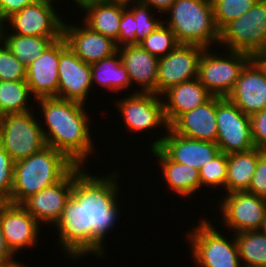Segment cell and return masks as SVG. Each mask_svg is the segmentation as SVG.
I'll use <instances>...</instances> for the list:
<instances>
[{
    "instance_id": "cell-1",
    "label": "cell",
    "mask_w": 266,
    "mask_h": 267,
    "mask_svg": "<svg viewBox=\"0 0 266 267\" xmlns=\"http://www.w3.org/2000/svg\"><path fill=\"white\" fill-rule=\"evenodd\" d=\"M116 171L113 170V173L109 172L101 177L88 173L85 166L76 165L73 168L71 196L85 207L86 256L94 254L96 258H104L107 255L104 244L107 234L114 230L116 223H120L118 219L121 218V187L118 186V179L121 175L118 170Z\"/></svg>"
},
{
    "instance_id": "cell-2",
    "label": "cell",
    "mask_w": 266,
    "mask_h": 267,
    "mask_svg": "<svg viewBox=\"0 0 266 267\" xmlns=\"http://www.w3.org/2000/svg\"><path fill=\"white\" fill-rule=\"evenodd\" d=\"M35 101L39 104L42 116L39 119L43 120L39 123L44 127L46 145L64 153L74 164L86 167L89 157L96 152L86 104L57 97Z\"/></svg>"
},
{
    "instance_id": "cell-3",
    "label": "cell",
    "mask_w": 266,
    "mask_h": 267,
    "mask_svg": "<svg viewBox=\"0 0 266 267\" xmlns=\"http://www.w3.org/2000/svg\"><path fill=\"white\" fill-rule=\"evenodd\" d=\"M64 153L46 146L14 163L9 203L21 205L27 198L63 179L74 167Z\"/></svg>"
},
{
    "instance_id": "cell-4",
    "label": "cell",
    "mask_w": 266,
    "mask_h": 267,
    "mask_svg": "<svg viewBox=\"0 0 266 267\" xmlns=\"http://www.w3.org/2000/svg\"><path fill=\"white\" fill-rule=\"evenodd\" d=\"M165 15L166 20H162L179 44L218 46L220 31L215 24L212 0H175Z\"/></svg>"
},
{
    "instance_id": "cell-5",
    "label": "cell",
    "mask_w": 266,
    "mask_h": 267,
    "mask_svg": "<svg viewBox=\"0 0 266 267\" xmlns=\"http://www.w3.org/2000/svg\"><path fill=\"white\" fill-rule=\"evenodd\" d=\"M230 236H234L232 240L215 228L211 219L202 217L198 224H193L191 231L186 233L185 241H189L191 258L196 267H243L235 234Z\"/></svg>"
},
{
    "instance_id": "cell-6",
    "label": "cell",
    "mask_w": 266,
    "mask_h": 267,
    "mask_svg": "<svg viewBox=\"0 0 266 267\" xmlns=\"http://www.w3.org/2000/svg\"><path fill=\"white\" fill-rule=\"evenodd\" d=\"M219 46L266 57V0H258L249 11L229 22L220 31Z\"/></svg>"
},
{
    "instance_id": "cell-7",
    "label": "cell",
    "mask_w": 266,
    "mask_h": 267,
    "mask_svg": "<svg viewBox=\"0 0 266 267\" xmlns=\"http://www.w3.org/2000/svg\"><path fill=\"white\" fill-rule=\"evenodd\" d=\"M212 49L204 48L199 60L197 79L212 96L227 97L243 68L253 57L244 52H226V49L225 52L219 51L222 53L219 54L218 49Z\"/></svg>"
},
{
    "instance_id": "cell-8",
    "label": "cell",
    "mask_w": 266,
    "mask_h": 267,
    "mask_svg": "<svg viewBox=\"0 0 266 267\" xmlns=\"http://www.w3.org/2000/svg\"><path fill=\"white\" fill-rule=\"evenodd\" d=\"M35 115L31 110L5 114L0 120V146L15 162L47 146L39 118Z\"/></svg>"
},
{
    "instance_id": "cell-9",
    "label": "cell",
    "mask_w": 266,
    "mask_h": 267,
    "mask_svg": "<svg viewBox=\"0 0 266 267\" xmlns=\"http://www.w3.org/2000/svg\"><path fill=\"white\" fill-rule=\"evenodd\" d=\"M127 96V97H126ZM125 97L114 100L120 112L126 131L136 134L155 131L160 128L168 131L169 125L164 114V103L160 95L155 93L130 92ZM163 126V127H162ZM163 128V129H162Z\"/></svg>"
},
{
    "instance_id": "cell-10",
    "label": "cell",
    "mask_w": 266,
    "mask_h": 267,
    "mask_svg": "<svg viewBox=\"0 0 266 267\" xmlns=\"http://www.w3.org/2000/svg\"><path fill=\"white\" fill-rule=\"evenodd\" d=\"M216 144L220 152H245L255 147L251 119L227 97L216 96Z\"/></svg>"
},
{
    "instance_id": "cell-11",
    "label": "cell",
    "mask_w": 266,
    "mask_h": 267,
    "mask_svg": "<svg viewBox=\"0 0 266 267\" xmlns=\"http://www.w3.org/2000/svg\"><path fill=\"white\" fill-rule=\"evenodd\" d=\"M218 210L225 228L236 234L241 231L261 230L266 220V198L247 191L221 195Z\"/></svg>"
},
{
    "instance_id": "cell-12",
    "label": "cell",
    "mask_w": 266,
    "mask_h": 267,
    "mask_svg": "<svg viewBox=\"0 0 266 267\" xmlns=\"http://www.w3.org/2000/svg\"><path fill=\"white\" fill-rule=\"evenodd\" d=\"M54 3L57 2L37 0L26 5L5 21L7 32L37 37H62L64 19L58 14L60 11L57 12Z\"/></svg>"
},
{
    "instance_id": "cell-13",
    "label": "cell",
    "mask_w": 266,
    "mask_h": 267,
    "mask_svg": "<svg viewBox=\"0 0 266 267\" xmlns=\"http://www.w3.org/2000/svg\"><path fill=\"white\" fill-rule=\"evenodd\" d=\"M58 74L57 98L89 104L86 101L92 92L91 66L67 46L63 37L59 39Z\"/></svg>"
},
{
    "instance_id": "cell-14",
    "label": "cell",
    "mask_w": 266,
    "mask_h": 267,
    "mask_svg": "<svg viewBox=\"0 0 266 267\" xmlns=\"http://www.w3.org/2000/svg\"><path fill=\"white\" fill-rule=\"evenodd\" d=\"M244 114L266 109V57H253L227 96Z\"/></svg>"
},
{
    "instance_id": "cell-15",
    "label": "cell",
    "mask_w": 266,
    "mask_h": 267,
    "mask_svg": "<svg viewBox=\"0 0 266 267\" xmlns=\"http://www.w3.org/2000/svg\"><path fill=\"white\" fill-rule=\"evenodd\" d=\"M204 47L194 44H178L169 54L159 58L157 71V95L170 87L196 79L199 60Z\"/></svg>"
},
{
    "instance_id": "cell-16",
    "label": "cell",
    "mask_w": 266,
    "mask_h": 267,
    "mask_svg": "<svg viewBox=\"0 0 266 267\" xmlns=\"http://www.w3.org/2000/svg\"><path fill=\"white\" fill-rule=\"evenodd\" d=\"M159 137L157 135L158 139L150 142V149L159 147L172 161L189 165L198 171L220 153L216 143L179 135L170 127Z\"/></svg>"
},
{
    "instance_id": "cell-17",
    "label": "cell",
    "mask_w": 266,
    "mask_h": 267,
    "mask_svg": "<svg viewBox=\"0 0 266 267\" xmlns=\"http://www.w3.org/2000/svg\"><path fill=\"white\" fill-rule=\"evenodd\" d=\"M0 226L6 244L15 256L24 249L35 247L42 236L41 224L22 205L7 201L0 202Z\"/></svg>"
},
{
    "instance_id": "cell-18",
    "label": "cell",
    "mask_w": 266,
    "mask_h": 267,
    "mask_svg": "<svg viewBox=\"0 0 266 267\" xmlns=\"http://www.w3.org/2000/svg\"><path fill=\"white\" fill-rule=\"evenodd\" d=\"M57 228L63 254L77 261L86 255V215L85 207L79 204L72 196L66 202L61 217L53 228Z\"/></svg>"
},
{
    "instance_id": "cell-19",
    "label": "cell",
    "mask_w": 266,
    "mask_h": 267,
    "mask_svg": "<svg viewBox=\"0 0 266 267\" xmlns=\"http://www.w3.org/2000/svg\"><path fill=\"white\" fill-rule=\"evenodd\" d=\"M73 169L59 182L27 198L21 205L44 226L53 227L72 195Z\"/></svg>"
},
{
    "instance_id": "cell-20",
    "label": "cell",
    "mask_w": 266,
    "mask_h": 267,
    "mask_svg": "<svg viewBox=\"0 0 266 267\" xmlns=\"http://www.w3.org/2000/svg\"><path fill=\"white\" fill-rule=\"evenodd\" d=\"M80 24H68L64 21L62 37L67 46L83 62L93 64L118 51V46L113 39L92 31L81 21Z\"/></svg>"
},
{
    "instance_id": "cell-21",
    "label": "cell",
    "mask_w": 266,
    "mask_h": 267,
    "mask_svg": "<svg viewBox=\"0 0 266 267\" xmlns=\"http://www.w3.org/2000/svg\"><path fill=\"white\" fill-rule=\"evenodd\" d=\"M58 65L59 40H56L26 67V83L34 101L41 98L57 97Z\"/></svg>"
},
{
    "instance_id": "cell-22",
    "label": "cell",
    "mask_w": 266,
    "mask_h": 267,
    "mask_svg": "<svg viewBox=\"0 0 266 267\" xmlns=\"http://www.w3.org/2000/svg\"><path fill=\"white\" fill-rule=\"evenodd\" d=\"M118 51L128 72L131 87L136 85L139 88H135L134 92L157 94L159 58L151 55L140 45L124 46L118 48Z\"/></svg>"
},
{
    "instance_id": "cell-23",
    "label": "cell",
    "mask_w": 266,
    "mask_h": 267,
    "mask_svg": "<svg viewBox=\"0 0 266 267\" xmlns=\"http://www.w3.org/2000/svg\"><path fill=\"white\" fill-rule=\"evenodd\" d=\"M169 127L179 135L216 143V96L183 113Z\"/></svg>"
},
{
    "instance_id": "cell-24",
    "label": "cell",
    "mask_w": 266,
    "mask_h": 267,
    "mask_svg": "<svg viewBox=\"0 0 266 267\" xmlns=\"http://www.w3.org/2000/svg\"><path fill=\"white\" fill-rule=\"evenodd\" d=\"M151 154L157 159V166L161 167V180L168 186V190L177 196L193 198L201 189L199 171L189 165L172 161L159 147L152 148Z\"/></svg>"
},
{
    "instance_id": "cell-25",
    "label": "cell",
    "mask_w": 266,
    "mask_h": 267,
    "mask_svg": "<svg viewBox=\"0 0 266 267\" xmlns=\"http://www.w3.org/2000/svg\"><path fill=\"white\" fill-rule=\"evenodd\" d=\"M161 97L165 118L170 126L180 115L207 102L212 95L196 78L170 87Z\"/></svg>"
},
{
    "instance_id": "cell-26",
    "label": "cell",
    "mask_w": 266,
    "mask_h": 267,
    "mask_svg": "<svg viewBox=\"0 0 266 267\" xmlns=\"http://www.w3.org/2000/svg\"><path fill=\"white\" fill-rule=\"evenodd\" d=\"M127 4L122 2L92 1L85 3L80 9L85 13L82 22L92 31L113 39L115 42L119 36V25L123 11Z\"/></svg>"
},
{
    "instance_id": "cell-27",
    "label": "cell",
    "mask_w": 266,
    "mask_h": 267,
    "mask_svg": "<svg viewBox=\"0 0 266 267\" xmlns=\"http://www.w3.org/2000/svg\"><path fill=\"white\" fill-rule=\"evenodd\" d=\"M90 66L92 87L99 85L102 89L106 88L107 91L115 92L116 95L126 90L129 93V89L132 90V88H129L131 87V81L126 67L122 63L119 51L98 62L90 64Z\"/></svg>"
},
{
    "instance_id": "cell-28",
    "label": "cell",
    "mask_w": 266,
    "mask_h": 267,
    "mask_svg": "<svg viewBox=\"0 0 266 267\" xmlns=\"http://www.w3.org/2000/svg\"><path fill=\"white\" fill-rule=\"evenodd\" d=\"M263 150L254 147L245 152L228 154L225 194L247 191L254 175L258 156Z\"/></svg>"
},
{
    "instance_id": "cell-29",
    "label": "cell",
    "mask_w": 266,
    "mask_h": 267,
    "mask_svg": "<svg viewBox=\"0 0 266 267\" xmlns=\"http://www.w3.org/2000/svg\"><path fill=\"white\" fill-rule=\"evenodd\" d=\"M60 38L12 34L7 33L6 28L3 33V43L25 67L35 61L53 41Z\"/></svg>"
},
{
    "instance_id": "cell-30",
    "label": "cell",
    "mask_w": 266,
    "mask_h": 267,
    "mask_svg": "<svg viewBox=\"0 0 266 267\" xmlns=\"http://www.w3.org/2000/svg\"><path fill=\"white\" fill-rule=\"evenodd\" d=\"M30 88L26 80L0 81V111L2 115L25 113L33 108ZM29 101V102H28ZM31 101V102H30ZM31 103V105H29Z\"/></svg>"
},
{
    "instance_id": "cell-31",
    "label": "cell",
    "mask_w": 266,
    "mask_h": 267,
    "mask_svg": "<svg viewBox=\"0 0 266 267\" xmlns=\"http://www.w3.org/2000/svg\"><path fill=\"white\" fill-rule=\"evenodd\" d=\"M243 267H266V235L262 230L235 234Z\"/></svg>"
},
{
    "instance_id": "cell-32",
    "label": "cell",
    "mask_w": 266,
    "mask_h": 267,
    "mask_svg": "<svg viewBox=\"0 0 266 267\" xmlns=\"http://www.w3.org/2000/svg\"><path fill=\"white\" fill-rule=\"evenodd\" d=\"M178 44L173 31L164 22L139 43L144 50L158 58L169 54Z\"/></svg>"
},
{
    "instance_id": "cell-33",
    "label": "cell",
    "mask_w": 266,
    "mask_h": 267,
    "mask_svg": "<svg viewBox=\"0 0 266 267\" xmlns=\"http://www.w3.org/2000/svg\"><path fill=\"white\" fill-rule=\"evenodd\" d=\"M257 1L258 0H212L214 20L219 31L229 22L249 11Z\"/></svg>"
},
{
    "instance_id": "cell-34",
    "label": "cell",
    "mask_w": 266,
    "mask_h": 267,
    "mask_svg": "<svg viewBox=\"0 0 266 267\" xmlns=\"http://www.w3.org/2000/svg\"><path fill=\"white\" fill-rule=\"evenodd\" d=\"M228 164V154L220 152L210 162L199 170L201 189L205 187L220 190L224 189L226 183V172ZM204 187V188H203Z\"/></svg>"
},
{
    "instance_id": "cell-35",
    "label": "cell",
    "mask_w": 266,
    "mask_h": 267,
    "mask_svg": "<svg viewBox=\"0 0 266 267\" xmlns=\"http://www.w3.org/2000/svg\"><path fill=\"white\" fill-rule=\"evenodd\" d=\"M127 7L134 13L136 25L137 45L150 33L156 30L163 21L161 16L156 15L151 7L143 4L140 0L128 3Z\"/></svg>"
},
{
    "instance_id": "cell-36",
    "label": "cell",
    "mask_w": 266,
    "mask_h": 267,
    "mask_svg": "<svg viewBox=\"0 0 266 267\" xmlns=\"http://www.w3.org/2000/svg\"><path fill=\"white\" fill-rule=\"evenodd\" d=\"M26 80V67L4 43L0 44V81Z\"/></svg>"
},
{
    "instance_id": "cell-37",
    "label": "cell",
    "mask_w": 266,
    "mask_h": 267,
    "mask_svg": "<svg viewBox=\"0 0 266 267\" xmlns=\"http://www.w3.org/2000/svg\"><path fill=\"white\" fill-rule=\"evenodd\" d=\"M15 161L0 146V202L10 200Z\"/></svg>"
},
{
    "instance_id": "cell-38",
    "label": "cell",
    "mask_w": 266,
    "mask_h": 267,
    "mask_svg": "<svg viewBox=\"0 0 266 267\" xmlns=\"http://www.w3.org/2000/svg\"><path fill=\"white\" fill-rule=\"evenodd\" d=\"M136 29L134 13L127 7L123 11L119 25V36L116 41L118 48L137 45Z\"/></svg>"
},
{
    "instance_id": "cell-39",
    "label": "cell",
    "mask_w": 266,
    "mask_h": 267,
    "mask_svg": "<svg viewBox=\"0 0 266 267\" xmlns=\"http://www.w3.org/2000/svg\"><path fill=\"white\" fill-rule=\"evenodd\" d=\"M247 192L266 198V151L258 156V162Z\"/></svg>"
},
{
    "instance_id": "cell-40",
    "label": "cell",
    "mask_w": 266,
    "mask_h": 267,
    "mask_svg": "<svg viewBox=\"0 0 266 267\" xmlns=\"http://www.w3.org/2000/svg\"><path fill=\"white\" fill-rule=\"evenodd\" d=\"M250 119L254 145L266 151V109L254 113Z\"/></svg>"
},
{
    "instance_id": "cell-41",
    "label": "cell",
    "mask_w": 266,
    "mask_h": 267,
    "mask_svg": "<svg viewBox=\"0 0 266 267\" xmlns=\"http://www.w3.org/2000/svg\"><path fill=\"white\" fill-rule=\"evenodd\" d=\"M37 0H0V16L6 21L13 14L22 10L26 5Z\"/></svg>"
},
{
    "instance_id": "cell-42",
    "label": "cell",
    "mask_w": 266,
    "mask_h": 267,
    "mask_svg": "<svg viewBox=\"0 0 266 267\" xmlns=\"http://www.w3.org/2000/svg\"><path fill=\"white\" fill-rule=\"evenodd\" d=\"M15 255L8 248L0 226V267H26L21 261H15Z\"/></svg>"
},
{
    "instance_id": "cell-43",
    "label": "cell",
    "mask_w": 266,
    "mask_h": 267,
    "mask_svg": "<svg viewBox=\"0 0 266 267\" xmlns=\"http://www.w3.org/2000/svg\"><path fill=\"white\" fill-rule=\"evenodd\" d=\"M143 4L148 5L151 7L156 14H165L170 8L171 5L174 3L175 0H140ZM159 12V13H158Z\"/></svg>"
},
{
    "instance_id": "cell-44",
    "label": "cell",
    "mask_w": 266,
    "mask_h": 267,
    "mask_svg": "<svg viewBox=\"0 0 266 267\" xmlns=\"http://www.w3.org/2000/svg\"><path fill=\"white\" fill-rule=\"evenodd\" d=\"M73 4H75L74 8L77 6L79 9L88 2H92V1H101V0H72Z\"/></svg>"
},
{
    "instance_id": "cell-45",
    "label": "cell",
    "mask_w": 266,
    "mask_h": 267,
    "mask_svg": "<svg viewBox=\"0 0 266 267\" xmlns=\"http://www.w3.org/2000/svg\"><path fill=\"white\" fill-rule=\"evenodd\" d=\"M4 28H5V21L0 16V44L3 43Z\"/></svg>"
},
{
    "instance_id": "cell-46",
    "label": "cell",
    "mask_w": 266,
    "mask_h": 267,
    "mask_svg": "<svg viewBox=\"0 0 266 267\" xmlns=\"http://www.w3.org/2000/svg\"><path fill=\"white\" fill-rule=\"evenodd\" d=\"M103 1H108V2H122V3L128 4V3H132L133 1H137V0H103Z\"/></svg>"
},
{
    "instance_id": "cell-47",
    "label": "cell",
    "mask_w": 266,
    "mask_h": 267,
    "mask_svg": "<svg viewBox=\"0 0 266 267\" xmlns=\"http://www.w3.org/2000/svg\"><path fill=\"white\" fill-rule=\"evenodd\" d=\"M262 232L266 235V220L264 221L263 223V226H262Z\"/></svg>"
},
{
    "instance_id": "cell-48",
    "label": "cell",
    "mask_w": 266,
    "mask_h": 267,
    "mask_svg": "<svg viewBox=\"0 0 266 267\" xmlns=\"http://www.w3.org/2000/svg\"><path fill=\"white\" fill-rule=\"evenodd\" d=\"M2 117H3V115H2V113H1V111H0V120H1Z\"/></svg>"
}]
</instances>
